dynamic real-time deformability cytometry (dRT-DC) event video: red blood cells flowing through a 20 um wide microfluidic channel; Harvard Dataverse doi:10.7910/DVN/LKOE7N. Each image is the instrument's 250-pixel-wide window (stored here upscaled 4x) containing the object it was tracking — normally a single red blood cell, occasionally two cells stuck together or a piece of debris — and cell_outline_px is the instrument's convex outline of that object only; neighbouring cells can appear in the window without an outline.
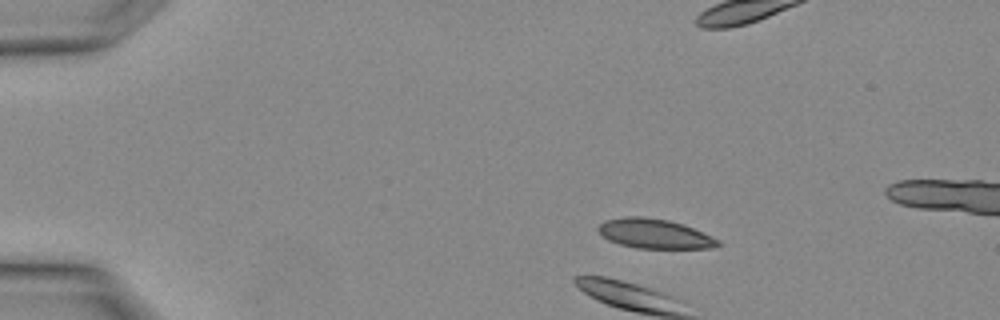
{"species": "Egyptian fruit bat (a non-hibernating species)", "species_latin": "Rousettus aegyptiacus", "temperature_condition": "warm", "stored_images_in_passage": 3, "camera_frame_rate_fps": 3000, "um_per_image_px": 0.085, "animal": {"sex": "female"}, "frame": {"image": 1, "passage_image": 1, "time_ms": 0.0, "image_size_px": [1000, 320], "cell_outline_px": [[720, 244], [716, 248], [636, 248], [620, 244], [608, 240], [596, 228], [604, 220], [628, 216], [644, 216], [668, 220], [684, 224], [712, 236], [720, 240]], "centroid_in_image_um": [55.65, 19.86], "position_along_channel_um": 29.3, "area_um2": 20.69}}